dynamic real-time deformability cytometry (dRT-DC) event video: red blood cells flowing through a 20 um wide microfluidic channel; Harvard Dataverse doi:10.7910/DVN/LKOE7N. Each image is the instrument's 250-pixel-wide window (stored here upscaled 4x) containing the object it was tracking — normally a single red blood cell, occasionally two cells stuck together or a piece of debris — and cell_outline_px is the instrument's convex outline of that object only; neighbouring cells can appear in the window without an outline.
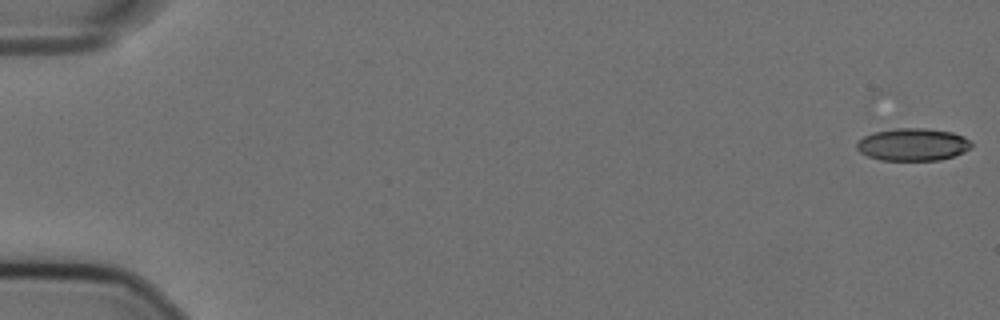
{"species": "Egyptian fruit bat (a non-hibernating species)", "species_latin": "Rousettus aegyptiacus", "temperature_condition": "cold", "stored_images_in_passage": 17, "camera_frame_rate_fps": 3000, "um_per_image_px": 0.085, "animal": {"sex": "female"}, "frame": {"image": 1, "passage_image": 1, "time_ms": 0.0, "image_size_px": [1000, 320], "cell_outline_px": [[972, 148], [964, 152], [940, 160], [880, 160], [868, 156], [860, 152], [856, 148], [856, 140], [872, 132], [892, 128], [928, 128], [952, 132], [964, 136], [972, 140]], "centroid_in_image_um": [77.59, 12.27], "position_along_channel_um": 7.4, "area_um2": 22.08}}
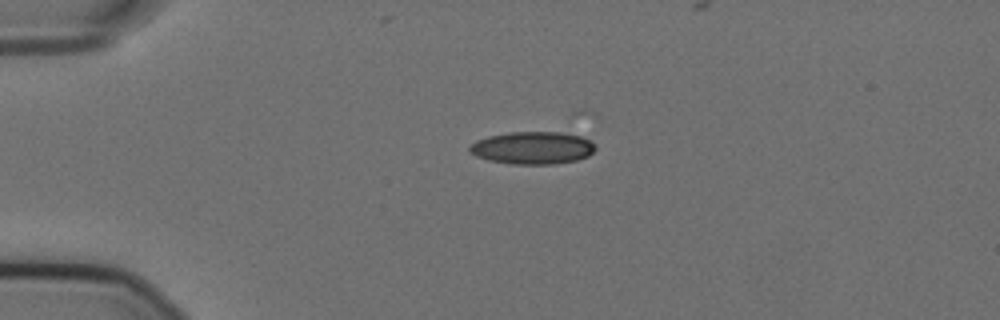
{"frame": {"image": 2, "passage_image": 14, "time_ms": 4.333, "image_size_px": [1000, 320], "cell_outline_px": [[596, 148], [588, 156], [576, 160], [552, 164], [512, 164], [488, 160], [476, 156], [468, 152], [468, 148], [476, 140], [488, 136], [508, 132], [572, 132], [592, 140], [596, 144]], "centroid_in_image_um": [45.3, 12.55], "position_along_channel_um": 39.7, "area_um2": 24.22}}